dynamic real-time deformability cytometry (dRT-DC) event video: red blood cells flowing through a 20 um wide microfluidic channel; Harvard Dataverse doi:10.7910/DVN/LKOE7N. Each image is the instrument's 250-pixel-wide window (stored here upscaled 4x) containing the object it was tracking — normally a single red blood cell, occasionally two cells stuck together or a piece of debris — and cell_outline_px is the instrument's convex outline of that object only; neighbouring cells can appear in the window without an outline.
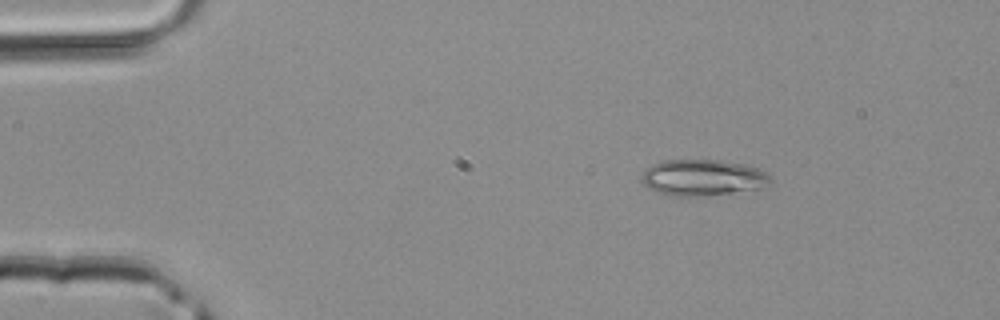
{"species": "common noctule bat (a hibernating species)", "species_latin": "Nyctalus noctula", "temperature_condition": "room temperature", "stored_images_in_passage": 3, "camera_frame_rate_fps": 3000, "um_per_image_px": 0.085, "animal": {"sex": "male", "body_mass_g": 20.4}, "frame": {"image": 1, "passage_image": 1, "time_ms": 0.0, "image_size_px": [1000, 320], "cell_outline_px": [[772, 180], [768, 184], [760, 188], [732, 192], [696, 196], [668, 196], [648, 188], [644, 184], [644, 168], [652, 164], [664, 160], [724, 160], [748, 164], [768, 172]], "centroid_in_image_um": [59.77, 15.08], "position_along_channel_um": 25.2, "area_um2": 27.22}}